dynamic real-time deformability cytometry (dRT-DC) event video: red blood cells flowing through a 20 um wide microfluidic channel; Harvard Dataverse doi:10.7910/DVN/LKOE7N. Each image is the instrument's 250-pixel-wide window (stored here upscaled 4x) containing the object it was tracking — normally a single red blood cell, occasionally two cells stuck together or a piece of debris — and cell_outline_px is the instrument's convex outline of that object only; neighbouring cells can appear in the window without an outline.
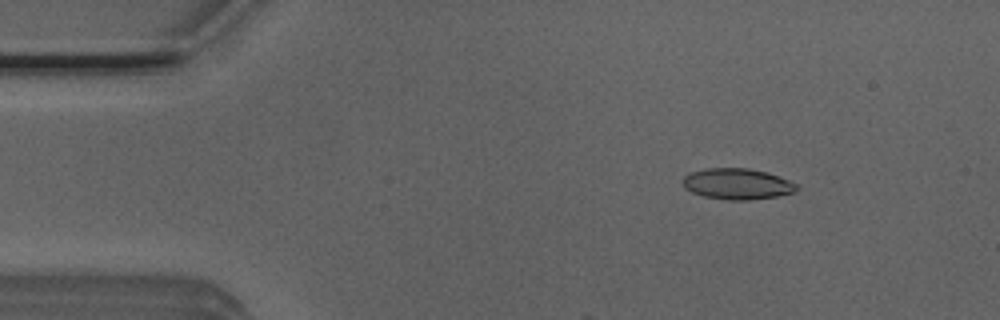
{"species": "Egyptian fruit bat (a non-hibernating species)", "species_latin": "Rousettus aegyptiacus", "temperature_condition": "room temperature", "stored_images_in_passage": 10, "camera_frame_rate_fps": 3000, "um_per_image_px": 0.085, "animal": {"sex": "male"}, "frame": {"image": 1, "passage_image": 7, "time_ms": 2.0, "image_size_px": [1000, 320], "cell_outline_px": [[800, 188], [792, 192], [776, 196], [748, 200], [728, 200], [704, 196], [692, 192], [684, 188], [680, 180], [688, 172], [704, 168], [748, 168], [768, 172], [788, 180], [796, 184]], "centroid_in_image_um": [62.6, 15.62], "position_along_channel_um": 22.4, "area_um2": 20.69}}